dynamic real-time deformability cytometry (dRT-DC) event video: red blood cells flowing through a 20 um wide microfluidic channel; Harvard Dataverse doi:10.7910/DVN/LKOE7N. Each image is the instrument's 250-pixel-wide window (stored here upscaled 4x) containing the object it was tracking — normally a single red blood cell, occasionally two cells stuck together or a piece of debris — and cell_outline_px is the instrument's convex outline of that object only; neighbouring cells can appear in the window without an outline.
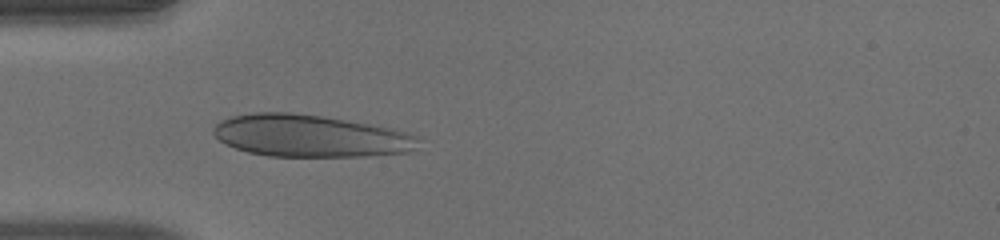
{"species": "human", "species_latin": "Homo sapiens", "temperature_condition": "warm", "stored_images_in_passage": 36, "camera_frame_rate_fps": 3000, "um_per_image_px": 0.085, "donor": {"sex": "male"}, "frame": {"image": 1, "passage_image": 1, "time_ms": 0.0, "image_size_px": [1000, 240], "cell_outline_px": [[420, 140], [412, 152], [364, 156], [268, 156], [248, 152], [236, 148], [220, 140], [212, 132], [212, 128], [220, 120], [228, 116], [252, 112], [288, 112], [324, 116], [392, 128], [420, 136]], "centroid_in_image_um": [26.37, 11.54], "position_along_channel_um": 58.6, "area_um2": 50.63}}
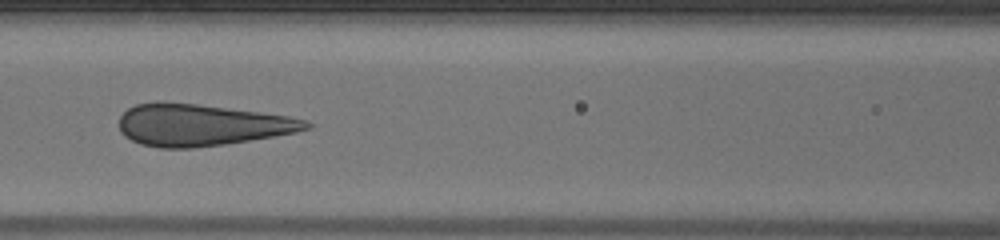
{"frame": {"image": 2, "passage_image": 8, "time_ms": 2.333, "image_size_px": [1000, 240], "cell_outline_px": [[316, 124], [312, 128], [296, 132], [224, 144], [192, 148], [160, 148], [140, 144], [124, 136], [120, 132], [120, 116], [128, 108], [136, 104], [156, 100], [196, 104], [260, 112], [288, 116], [304, 120]], "centroid_in_image_um": [17.09, 10.61], "position_along_channel_um": 149.5, "area_um2": 45.55}}
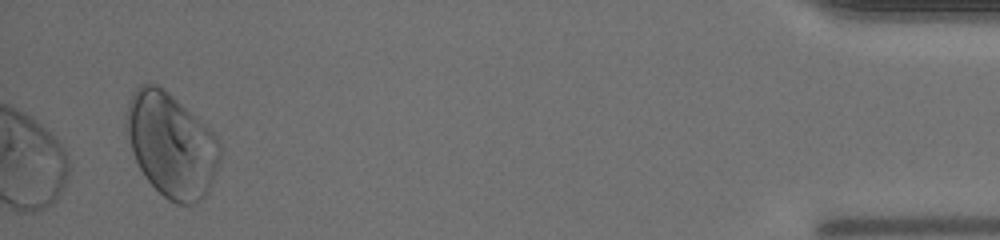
{"frame": {"image": 3, "passage_image": 34, "time_ms": 11.0, "image_size_px": [1000, 240], "cell_outline_px": [[220, 160], [208, 192], [200, 200], [192, 204], [176, 204], [168, 200], [144, 176], [132, 152], [124, 120], [128, 100], [132, 92], [140, 84], [156, 84], [164, 88], [200, 120], [216, 136], [220, 144]], "centroid_in_image_um": [14.54, 12.3], "position_along_channel_um": 420.7, "area_um2": 56.59}}